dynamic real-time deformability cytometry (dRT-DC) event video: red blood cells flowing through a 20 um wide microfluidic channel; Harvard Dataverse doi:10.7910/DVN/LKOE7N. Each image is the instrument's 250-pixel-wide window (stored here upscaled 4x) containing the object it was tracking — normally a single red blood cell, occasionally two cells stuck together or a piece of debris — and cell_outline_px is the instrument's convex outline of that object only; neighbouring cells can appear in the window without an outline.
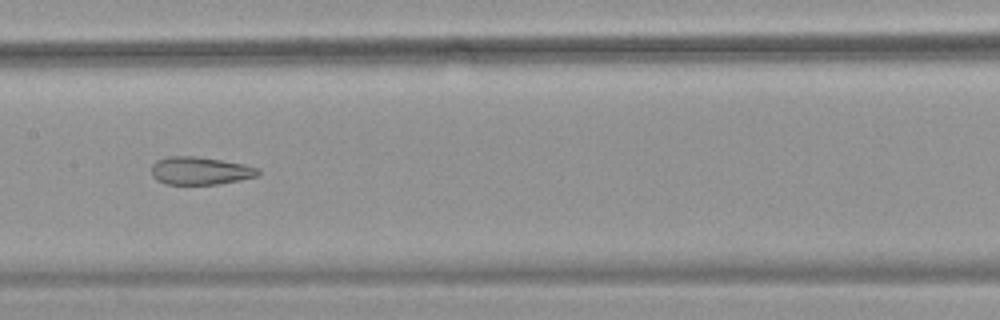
{"species": "common noctule bat (a hibernating species)", "species_latin": "Nyctalus noctula", "temperature_condition": "warm", "stored_images_in_passage": 54, "camera_frame_rate_fps": 3000, "um_per_image_px": 0.085, "animal": {"sex": "female", "body_mass_g": 18.4}, "frame": {"image": 1, "passage_image": 28, "time_ms": 9.0, "image_size_px": [1000, 320], "cell_outline_px": [[260, 176], [220, 184], [168, 184], [156, 180], [152, 176], [152, 164], [156, 160], [168, 156], [196, 156], [244, 164], [260, 168]], "centroid_in_image_um": [17.04, 14.51], "position_along_channel_um": 190.4, "area_um2": 17.46}}
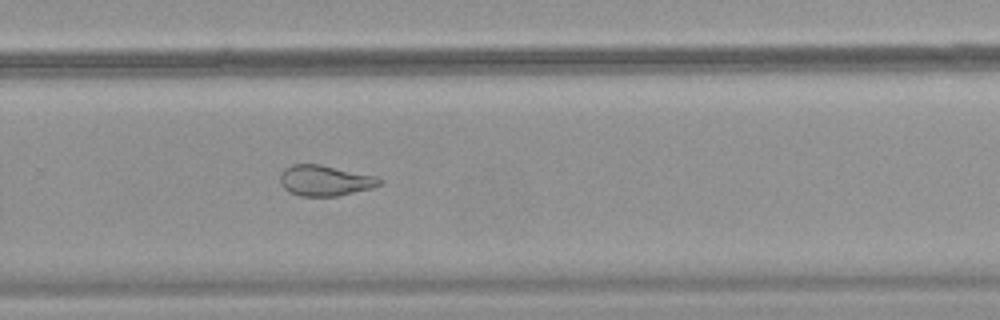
{"frame": {"image": 2, "passage_image": 37, "time_ms": 12.0, "image_size_px": [1000, 320], "cell_outline_px": [[384, 180], [380, 184], [372, 188], [336, 196], [300, 196], [288, 192], [280, 184], [280, 172], [284, 168], [292, 164], [320, 164], [376, 176]], "centroid_in_image_um": [27.59, 15.34], "position_along_channel_um": 302.2, "area_um2": 17.86}}
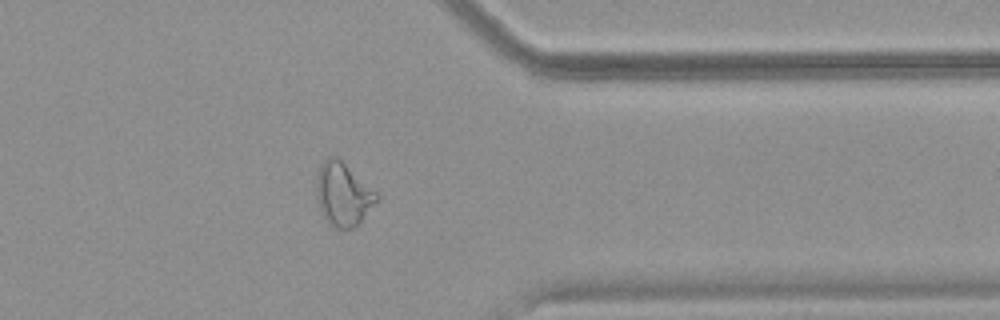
{"frame": {"image": 3, "passage_image": 44, "time_ms": 14.333, "image_size_px": [1000, 320], "cell_outline_px": [[380, 200], [360, 224], [356, 228], [336, 228], [320, 212], [316, 196], [316, 176], [320, 164], [328, 156], [336, 156], [376, 192], [380, 196]], "centroid_in_image_um": [29.18, 16.53], "position_along_channel_um": 382.2, "area_um2": 22.37}, "authors_computed_cell_mechanics": {"area_um2": 23.0622, "velocity_mm_per_s": 3.7409, "shape_relaxation_time_tau1_ms": null, "shape_relaxation_time_tau2_ms": 2.1539, "deformation_change_tau1": null, "deformation_change_tau2": 0.0988}}